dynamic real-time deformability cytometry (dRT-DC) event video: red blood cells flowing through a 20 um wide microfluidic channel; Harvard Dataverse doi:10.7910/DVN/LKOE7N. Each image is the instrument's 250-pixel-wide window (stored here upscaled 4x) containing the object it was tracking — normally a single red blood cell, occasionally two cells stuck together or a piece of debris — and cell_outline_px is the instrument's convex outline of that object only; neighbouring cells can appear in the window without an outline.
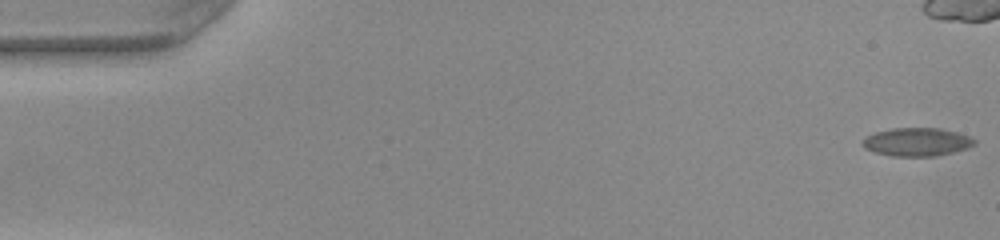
{"species": "common noctule bat (a hibernating species)", "species_latin": "Nyctalus noctula", "temperature_condition": "warm", "stored_images_in_passage": 53, "segment_of_instrument_passage": [1, 2], "camera_frame_rate_fps": 3000, "um_per_image_px": 0.085, "animal": {"sex": "female", "body_mass_g": 22.0, "forearm_length_mm": 56.7}, "frame": {"image": 1, "passage_image": 1, "time_ms": 0.0, "image_size_px": [1000, 240], "cell_outline_px": [[976, 144], [968, 148], [936, 156], [892, 156], [876, 152], [864, 148], [864, 140], [868, 136], [876, 132], [892, 128], [936, 128], [956, 132], [968, 136], [976, 140]], "centroid_in_image_um": [77.97, 12.07], "position_along_channel_um": 7.0, "area_um2": 18.15}}
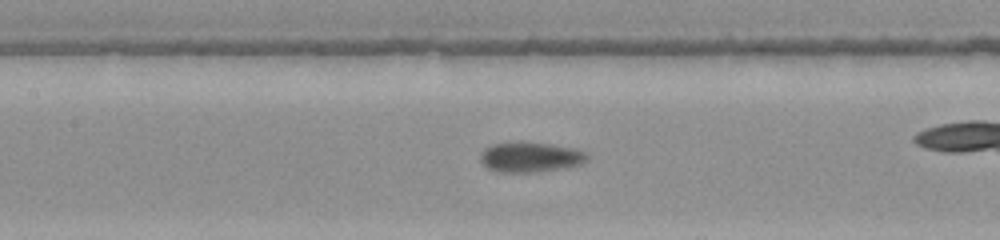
{"frame": {"image": 2, "passage_image": 24, "time_ms": 7.667, "image_size_px": [1000, 240], "cell_outline_px": [[588, 160], [584, 164], [536, 172], [496, 172], [488, 168], [480, 160], [480, 152], [484, 148], [492, 144], [548, 144], [576, 148], [584, 152], [588, 156]], "centroid_in_image_um": [45.09, 13.39], "position_along_channel_um": 162.3, "area_um2": 18.26}}
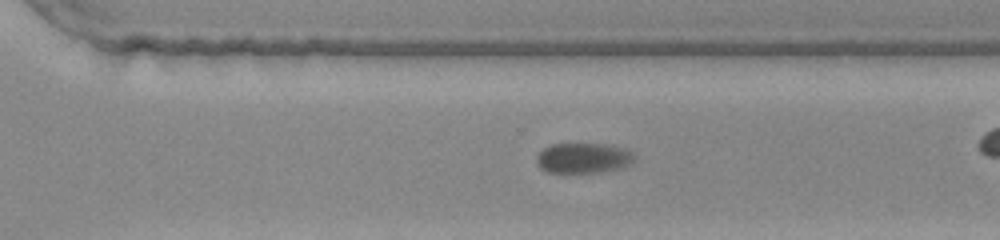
{"frame": {"image": 3, "passage_image": 36, "time_ms": 11.667, "image_size_px": [1000, 240], "cell_outline_px": [[632, 164], [620, 168], [600, 172], [548, 172], [540, 168], [536, 160], [536, 156], [544, 148], [552, 144], [604, 144], [624, 148], [632, 152]], "centroid_in_image_um": [49.56, 13.43], "position_along_channel_um": 321.0, "area_um2": 17.05}}